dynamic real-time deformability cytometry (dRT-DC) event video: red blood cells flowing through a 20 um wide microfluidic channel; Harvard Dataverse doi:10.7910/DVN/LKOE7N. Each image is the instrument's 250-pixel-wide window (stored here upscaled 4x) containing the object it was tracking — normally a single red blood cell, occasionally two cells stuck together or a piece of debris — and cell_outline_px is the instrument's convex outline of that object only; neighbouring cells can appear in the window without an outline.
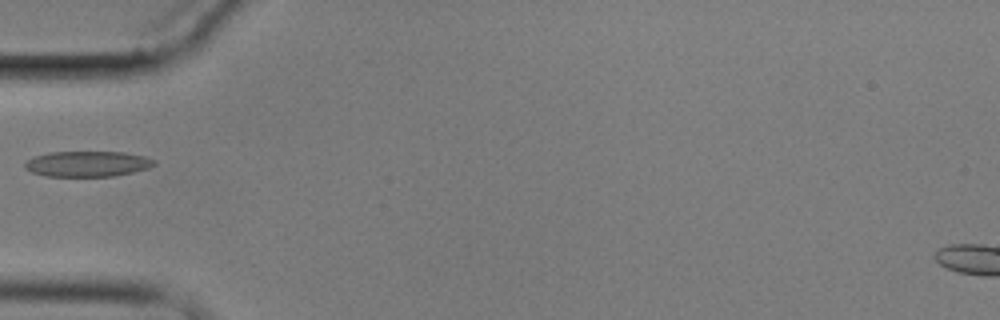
{"species": "common noctule bat (a hibernating species)", "species_latin": "Nyctalus noctula", "temperature_condition": "cold", "stored_images_in_passage": 4, "camera_frame_rate_fps": 3000, "um_per_image_px": 0.085, "animal": {"sex": "male", "body_mass_g": 17.9}, "frame": {"image": 1, "passage_image": 4, "time_ms": 3.667, "image_size_px": [1000, 320], "cell_outline_px": [[156, 164], [148, 168], [132, 172], [112, 176], [44, 176], [32, 172], [24, 168], [24, 164], [28, 160], [36, 156], [48, 152], [124, 152], [144, 156], [156, 160]], "centroid_in_image_um": [7.44, 13.92], "position_along_channel_um": 77.6, "area_um2": 19.19}}